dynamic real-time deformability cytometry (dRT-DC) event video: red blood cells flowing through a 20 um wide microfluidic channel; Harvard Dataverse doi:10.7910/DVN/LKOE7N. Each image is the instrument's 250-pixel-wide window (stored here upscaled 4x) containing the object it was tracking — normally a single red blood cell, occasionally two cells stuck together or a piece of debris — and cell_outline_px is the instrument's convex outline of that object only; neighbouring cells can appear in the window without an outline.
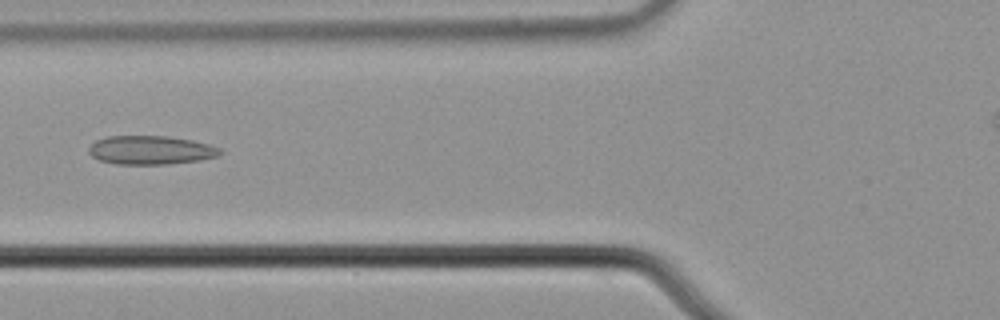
{"species": "common noctule bat (a hibernating species)", "species_latin": "Nyctalus noctula", "temperature_condition": "cold", "stored_images_in_passage": 6, "camera_frame_rate_fps": 3000, "um_per_image_px": 0.085, "animal": {"sex": "male", "body_mass_g": 21.5, "forearm_length_mm": 52.0}, "frame": {"image": 1, "passage_image": 6, "time_ms": 1.667, "image_size_px": [1000, 320], "cell_outline_px": [[224, 152], [216, 156], [200, 160], [168, 164], [116, 164], [100, 160], [92, 156], [88, 152], [88, 148], [96, 140], [108, 136], [168, 136], [192, 140], [208, 144], [220, 148]], "centroid_in_image_um": [12.81, 12.76], "position_along_channel_um": 113.0, "area_um2": 21.96}}